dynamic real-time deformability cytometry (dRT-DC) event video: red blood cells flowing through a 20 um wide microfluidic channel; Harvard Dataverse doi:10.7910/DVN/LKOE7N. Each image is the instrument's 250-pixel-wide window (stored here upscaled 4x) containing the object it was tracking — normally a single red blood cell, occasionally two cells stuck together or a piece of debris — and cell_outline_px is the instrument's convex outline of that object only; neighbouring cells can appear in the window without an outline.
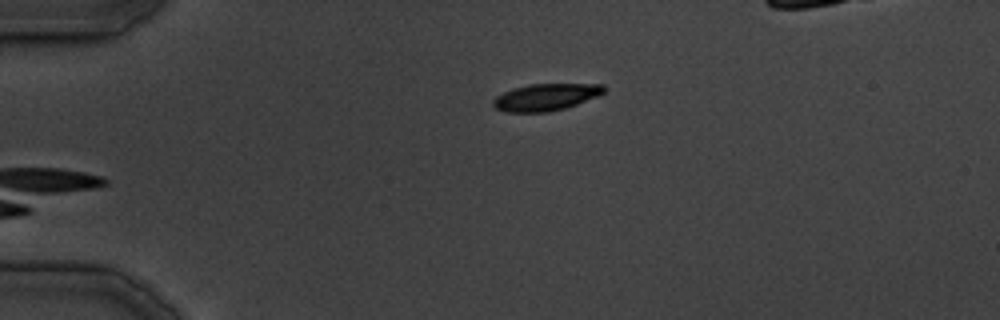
{"species": "common noctule bat (a hibernating species)", "species_latin": "Nyctalus noctula", "temperature_condition": "cold", "stored_images_in_passage": 22, "camera_frame_rate_fps": 3000, "um_per_image_px": 0.085, "animal": {"sex": "male", "body_mass_g": 19.5, "forearm_length_mm": 54.6}, "frame": {"image": 1, "passage_image": 1, "time_ms": 0.0, "image_size_px": [1000, 320], "cell_outline_px": [[604, 92], [596, 96], [576, 104], [564, 108], [548, 112], [504, 112], [496, 108], [492, 104], [492, 100], [496, 96], [512, 88], [528, 84], [604, 84]], "centroid_in_image_um": [46.33, 8.25], "position_along_channel_um": 38.7, "area_um2": 17.28}}
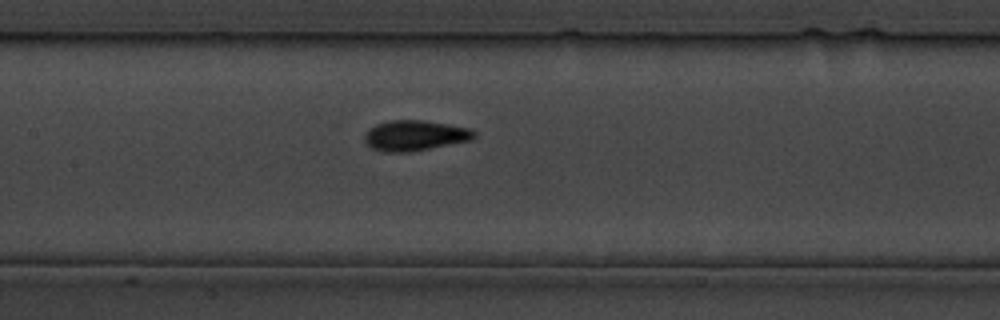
{"frame": {"image": 2, "passage_image": 9, "time_ms": 12.0, "image_size_px": [1000, 320], "cell_outline_px": [[476, 136], [472, 140], [408, 152], [384, 152], [372, 148], [364, 140], [364, 136], [368, 128], [376, 124], [392, 120], [424, 120], [472, 128], [476, 132]], "centroid_in_image_um": [35.28, 11.51], "position_along_channel_um": 172.1, "area_um2": 19.48}}
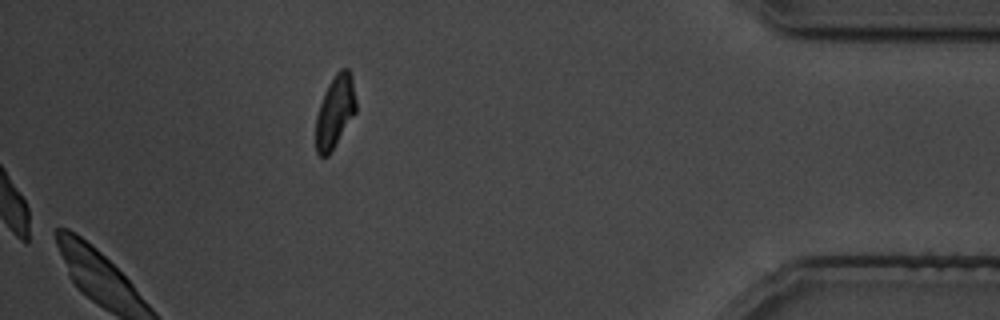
{"frame": {"image": 3, "passage_image": 22, "time_ms": 31.0, "image_size_px": [1000, 320], "cell_outline_px": [[356, 112], [328, 156], [320, 156], [316, 152], [316, 116], [324, 92], [328, 84], [336, 72], [340, 68], [348, 68], [352, 76], [356, 100]], "centroid_in_image_um": [28.48, 9.46], "position_along_channel_um": 406.7, "area_um2": 16.94}}